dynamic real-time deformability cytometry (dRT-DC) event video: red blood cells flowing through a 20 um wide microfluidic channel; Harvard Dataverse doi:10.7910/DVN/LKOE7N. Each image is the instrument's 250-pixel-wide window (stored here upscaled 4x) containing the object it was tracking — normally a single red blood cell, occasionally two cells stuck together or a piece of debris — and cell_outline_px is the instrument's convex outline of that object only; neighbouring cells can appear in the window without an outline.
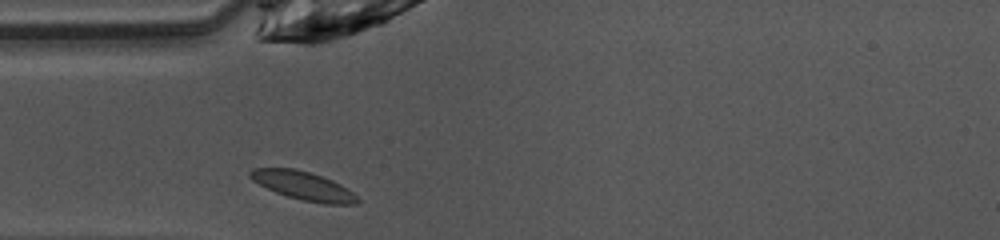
{"species": "common noctule bat (a hibernating species)", "species_latin": "Nyctalus noctula", "temperature_condition": "warm", "stored_images_in_passage": 26, "camera_frame_rate_fps": 3000, "um_per_image_px": 0.085, "animal": {"sex": "female", "body_mass_g": 10.0, "forearm_length_mm": 53.1}, "frame": {"image": 1, "passage_image": 1, "time_ms": 0.0, "image_size_px": [1000, 240], "cell_outline_px": [[360, 200], [356, 204], [324, 204], [304, 200], [288, 196], [276, 192], [252, 180], [248, 176], [248, 172], [252, 168], [296, 168], [332, 180], [340, 184], [352, 192]], "centroid_in_image_um": [25.76, 15.78], "position_along_channel_um": 59.2, "area_um2": 17.57}}
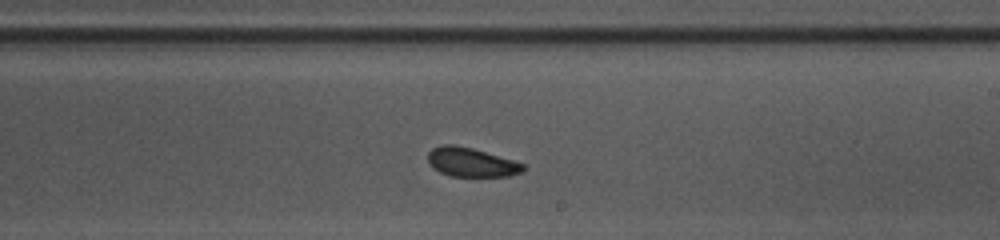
{"frame": {"image": 2, "passage_image": 15, "time_ms": 4.667, "image_size_px": [1000, 240], "cell_outline_px": [[524, 168], [520, 172], [508, 176], [452, 176], [440, 172], [432, 168], [428, 164], [428, 152], [432, 148], [444, 144], [452, 144], [472, 148], [512, 160], [524, 164]], "centroid_in_image_um": [39.99, 13.79], "position_along_channel_um": 249.0, "area_um2": 15.95}}
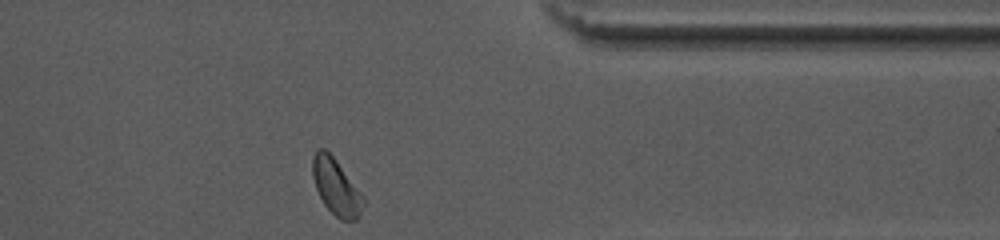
{"frame": {"image": 3, "passage_image": 26, "time_ms": 8.333, "image_size_px": [1000, 240], "cell_outline_px": [[364, 204], [360, 216], [356, 220], [340, 220], [324, 204], [316, 188], [312, 176], [312, 156], [316, 148], [324, 148], [332, 156], [364, 196]], "centroid_in_image_um": [28.56, 15.89], "position_along_channel_um": 382.8, "area_um2": 16.47}, "authors_computed_cell_mechanics": {"area_um2": 16.762, "velocity_mm_per_s": 4.0572, "shape_relaxation_time_tau1_ms": 2.9357, "shape_relaxation_time_tau2_ms": 2.6416, "deformation_change_tau1": 0.0598, "deformation_change_tau2": 0.0566}}